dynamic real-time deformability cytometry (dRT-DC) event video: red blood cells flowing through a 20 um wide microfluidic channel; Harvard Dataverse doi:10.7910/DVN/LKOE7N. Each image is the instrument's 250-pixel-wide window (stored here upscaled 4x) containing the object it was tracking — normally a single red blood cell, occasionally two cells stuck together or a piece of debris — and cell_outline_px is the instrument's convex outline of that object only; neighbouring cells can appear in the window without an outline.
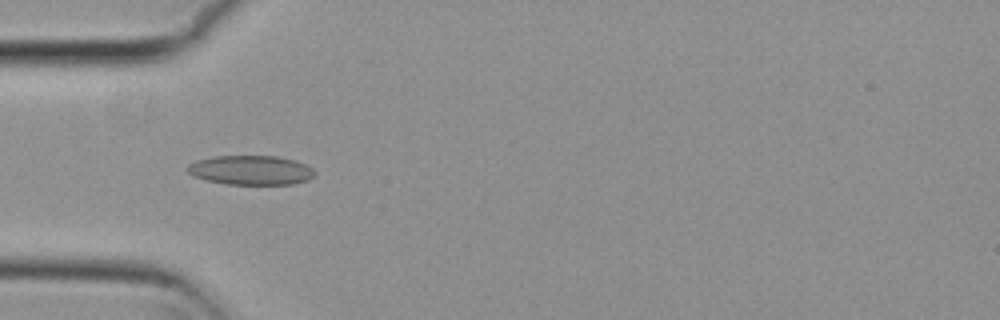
{"species": "common noctule bat (a hibernating species)", "species_latin": "Nyctalus noctula", "temperature_condition": "cold", "stored_images_in_passage": 47, "camera_frame_rate_fps": 3000, "um_per_image_px": 0.085, "animal": {"sex": "female", "body_mass_g": 29.2, "forearm_length_mm": 56.3}, "frame": {"image": 1, "passage_image": 10, "time_ms": 3.0, "image_size_px": [1000, 320], "cell_outline_px": [[316, 172], [308, 180], [292, 184], [228, 184], [208, 180], [192, 176], [188, 172], [188, 164], [196, 160], [216, 156], [276, 156], [296, 160], [312, 168]], "centroid_in_image_um": [21.32, 14.46], "position_along_channel_um": 63.7, "area_um2": 21.68}}
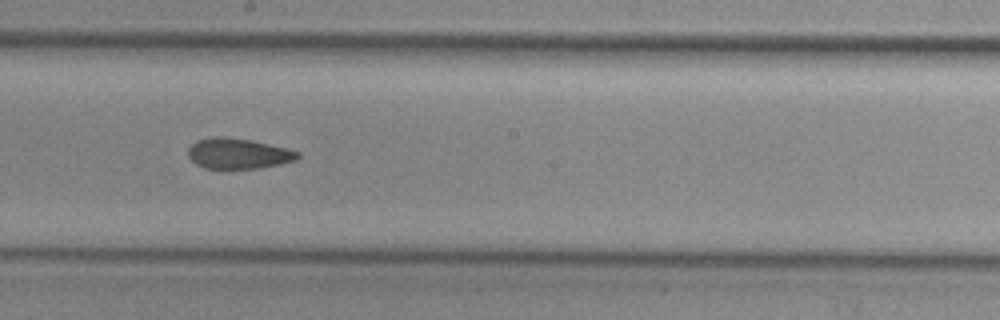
{"frame": {"image": 2, "passage_image": 23, "time_ms": 7.333, "image_size_px": [1000, 320], "cell_outline_px": [[300, 156], [296, 160], [280, 164], [260, 168], [204, 168], [196, 164], [188, 156], [188, 148], [196, 140], [212, 136], [224, 136], [252, 140], [288, 148], [300, 152]], "centroid_in_image_um": [20.25, 13.03], "position_along_channel_um": 227.9, "area_um2": 19.65}}
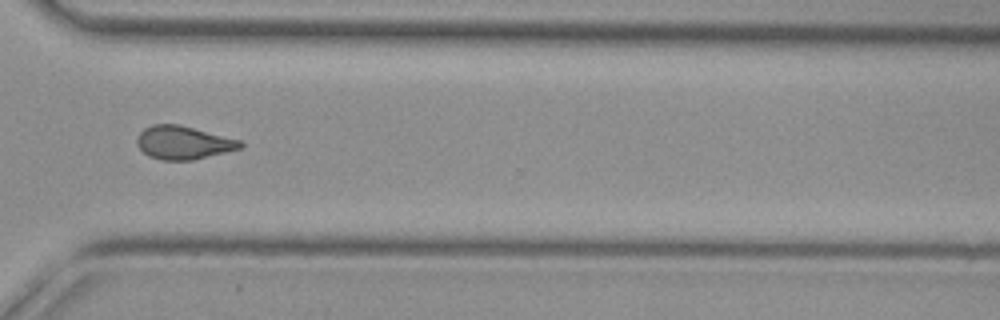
{"frame": {"image": 3, "passage_image": 33, "time_ms": 10.667, "image_size_px": [1000, 320], "cell_outline_px": [[244, 148], [192, 160], [160, 160], [148, 156], [136, 144], [136, 140], [140, 132], [144, 128], [152, 124], [180, 124], [240, 140], [244, 144]], "centroid_in_image_um": [15.59, 12.12], "position_along_channel_um": 355.0, "area_um2": 20.17}, "authors_computed_cell_mechanics": {"area_um2": 19.9988, "velocity_mm_per_s": 3.8099, "shape_relaxation_time_tau1_ms": null, "shape_relaxation_time_tau2_ms": 2.721, "deformation_change_tau1": null, "deformation_change_tau2": 0.0868}}